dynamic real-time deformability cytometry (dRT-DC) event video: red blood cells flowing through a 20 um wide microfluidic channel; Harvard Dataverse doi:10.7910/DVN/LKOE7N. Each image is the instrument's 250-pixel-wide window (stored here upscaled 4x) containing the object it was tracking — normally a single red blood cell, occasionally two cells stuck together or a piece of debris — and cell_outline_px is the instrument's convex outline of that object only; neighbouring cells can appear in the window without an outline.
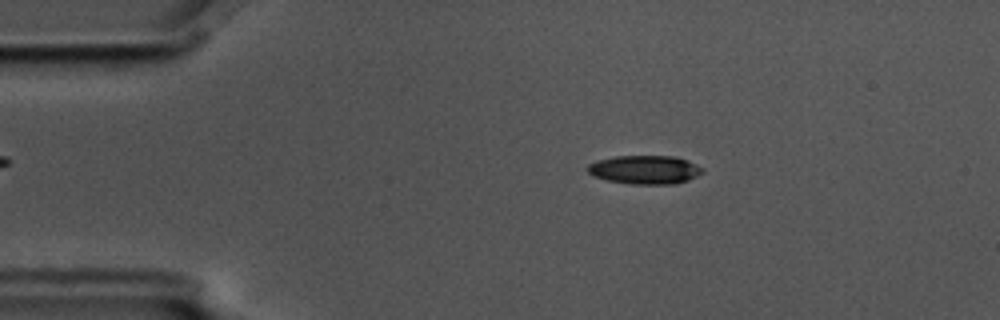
{"species": "common noctule bat (a hibernating species)", "species_latin": "Nyctalus noctula", "temperature_condition": "cold", "stored_images_in_passage": 56, "camera_frame_rate_fps": 3000, "um_per_image_px": 0.085, "animal": {"sex": "male", "body_mass_g": 17.5, "forearm_length_mm": 52.3}, "frame": {"image": 1, "passage_image": 10, "time_ms": 3.0, "image_size_px": [1000, 320], "cell_outline_px": [[704, 172], [688, 180], [672, 184], [632, 184], [608, 180], [596, 176], [588, 172], [588, 164], [596, 160], [616, 156], [672, 156], [696, 164], [704, 168]], "centroid_in_image_um": [54.82, 14.42], "position_along_channel_um": 30.2, "area_um2": 18.96}}
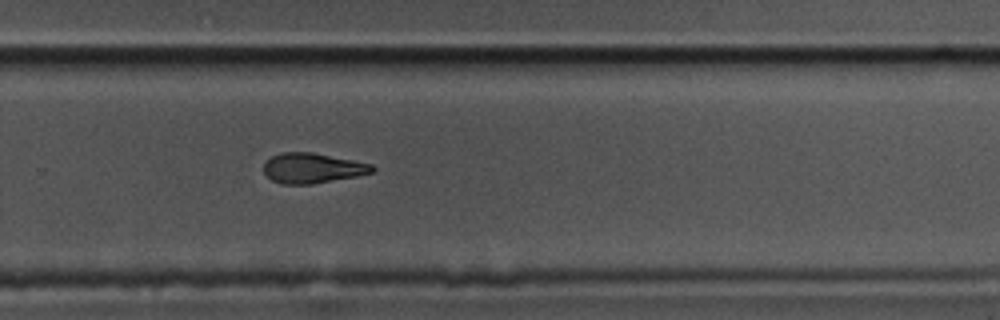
{"frame": {"image": 2, "passage_image": 37, "time_ms": 12.0, "image_size_px": [1000, 320], "cell_outline_px": [[376, 168], [372, 172], [356, 176], [312, 184], [280, 184], [272, 180], [264, 172], [264, 160], [280, 152], [312, 152], [372, 164]], "centroid_in_image_um": [26.52, 14.28], "position_along_channel_um": 303.3, "area_um2": 19.02}}
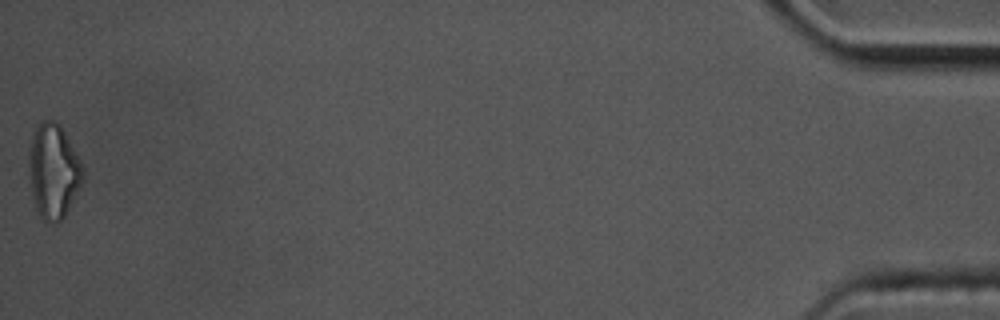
{"frame": {"image": 3, "passage_image": 56, "time_ms": 18.333, "image_size_px": [1000, 320], "cell_outline_px": [[84, 180], [64, 216], [56, 224], [48, 224], [40, 216], [36, 208], [32, 196], [28, 164], [28, 156], [32, 128], [44, 120], [56, 120], [60, 124], [80, 160], [84, 168]], "centroid_in_image_um": [4.52, 14.52], "position_along_channel_um": 430.7, "area_um2": 30.11}, "authors_computed_cell_mechanics": {"area_um2": 19.9121, "velocity_mm_per_s": 3.5731, "shape_relaxation_time_tau1_ms": 4.0812, "shape_relaxation_time_tau2_ms": 6.3487, "deformation_change_tau1": 0.1452, "deformation_change_tau2": 0.1669}}